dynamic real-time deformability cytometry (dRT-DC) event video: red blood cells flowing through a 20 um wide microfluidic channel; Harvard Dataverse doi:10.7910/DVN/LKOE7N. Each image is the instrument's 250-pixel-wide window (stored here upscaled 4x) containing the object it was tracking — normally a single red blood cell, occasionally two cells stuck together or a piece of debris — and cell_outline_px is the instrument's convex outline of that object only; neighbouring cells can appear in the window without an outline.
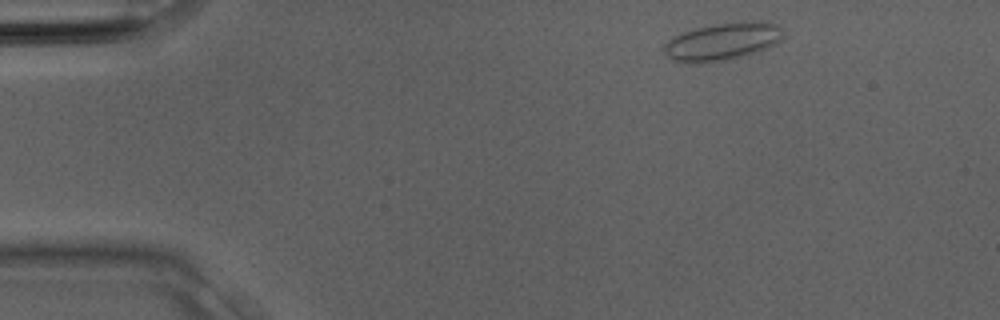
{"species": "Egyptian fruit bat (a non-hibernating species)", "species_latin": "Rousettus aegyptiacus", "temperature_condition": "room temperature", "stored_images_in_passage": 29, "camera_frame_rate_fps": 3000, "um_per_image_px": 0.085, "animal": {"sex": "male"}, "frame": {"image": 1, "passage_image": 1, "time_ms": 0.0, "image_size_px": [1000, 320], "cell_outline_px": [[784, 36], [776, 44], [756, 52], [724, 60], [688, 64], [672, 60], [664, 52], [664, 44], [672, 36], [696, 28], [716, 24], [776, 24]], "centroid_in_image_um": [61.3, 3.59], "position_along_channel_um": 23.7, "area_um2": 24.97}}
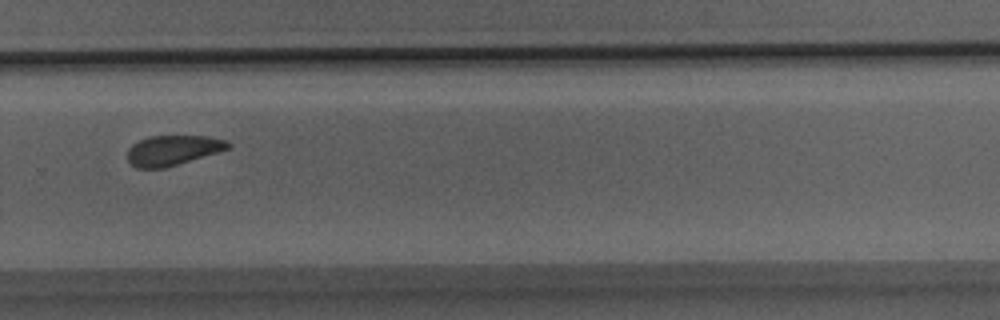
{"frame": {"image": 2, "passage_image": 19, "time_ms": 6.0, "image_size_px": [1000, 320], "cell_outline_px": [[232, 144], [228, 148], [216, 152], [164, 168], [136, 168], [128, 160], [128, 148], [132, 144], [140, 140], [152, 136], [208, 136], [224, 140]], "centroid_in_image_um": [14.65, 12.77], "position_along_channel_um": 315.2, "area_um2": 17.22}}
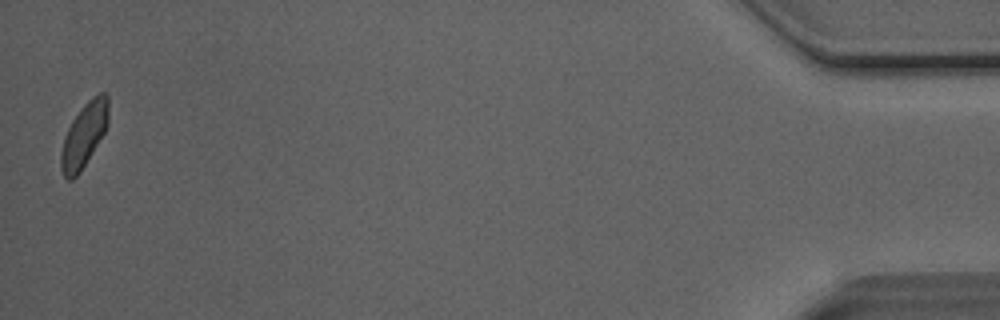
{"frame": {"image": 3, "passage_image": 29, "time_ms": 9.333, "image_size_px": [1000, 320], "cell_outline_px": [[108, 124], [104, 132], [80, 172], [72, 180], [68, 180], [64, 176], [60, 168], [60, 152], [64, 136], [72, 120], [84, 104], [92, 96], [100, 92], [104, 92], [108, 96]], "centroid_in_image_um": [7.12, 11.47], "position_along_channel_um": 428.1, "area_um2": 17.69}}